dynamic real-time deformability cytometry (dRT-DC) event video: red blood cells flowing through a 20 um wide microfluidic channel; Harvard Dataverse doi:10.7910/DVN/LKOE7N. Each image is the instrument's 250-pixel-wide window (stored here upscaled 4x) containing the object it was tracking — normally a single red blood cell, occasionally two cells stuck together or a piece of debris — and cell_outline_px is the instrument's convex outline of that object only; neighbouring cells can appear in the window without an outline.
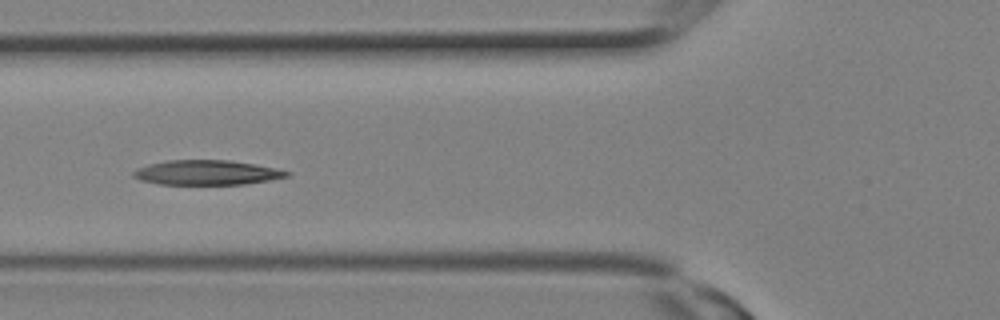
{"species": "Egyptian fruit bat (a non-hibernating species)", "species_latin": "Rousettus aegyptiacus", "temperature_condition": "room temperature", "stored_images_in_passage": 16, "camera_frame_rate_fps": 3000, "um_per_image_px": 0.085, "animal": {"sex": "female"}, "frame": {"image": 1, "passage_image": 10, "time_ms": 3.0, "image_size_px": [1000, 320], "cell_outline_px": [[292, 172], [288, 176], [268, 180], [244, 184], [160, 184], [140, 180], [132, 176], [132, 172], [136, 168], [148, 164], [168, 160], [228, 160], [252, 164]], "centroid_in_image_um": [17.5, 14.66], "position_along_channel_um": 108.3, "area_um2": 21.85}}
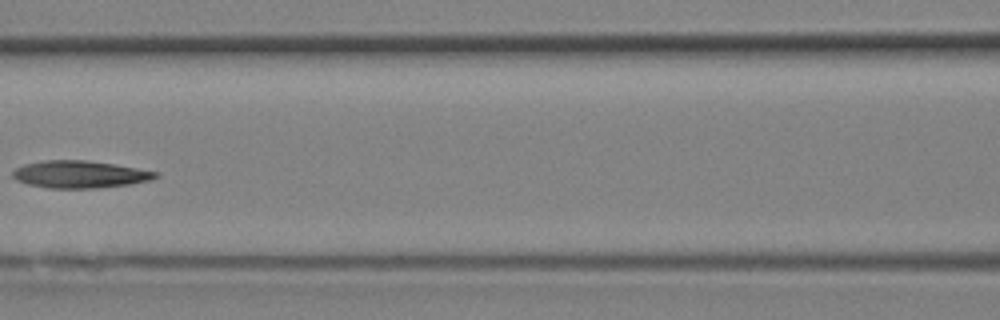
{"frame": {"image": 2, "passage_image": 12, "time_ms": 3.667, "image_size_px": [1000, 320], "cell_outline_px": [[160, 176], [148, 180], [128, 184], [96, 188], [48, 188], [28, 184], [16, 180], [12, 176], [12, 172], [16, 168], [24, 164], [44, 160], [84, 160], [112, 164], [136, 168], [156, 172]], "centroid_in_image_um": [6.72, 14.82], "position_along_channel_um": 159.9, "area_um2": 22.43}}